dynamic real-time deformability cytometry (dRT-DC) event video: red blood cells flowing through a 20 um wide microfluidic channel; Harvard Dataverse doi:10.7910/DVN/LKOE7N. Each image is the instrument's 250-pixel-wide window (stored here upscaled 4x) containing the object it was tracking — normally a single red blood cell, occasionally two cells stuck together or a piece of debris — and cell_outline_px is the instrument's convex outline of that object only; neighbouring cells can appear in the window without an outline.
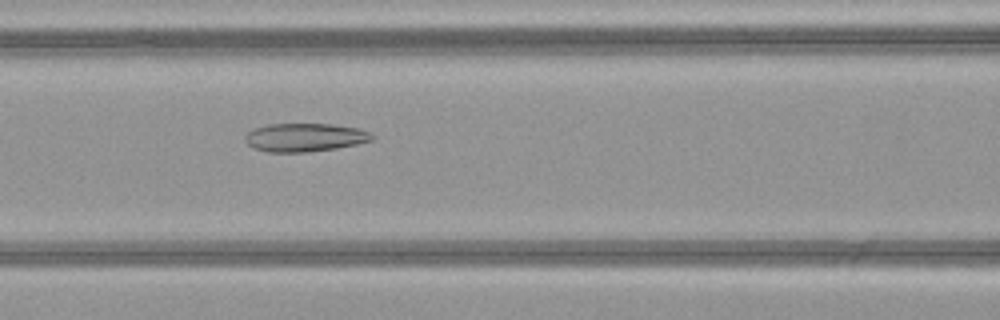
{"species": "common noctule bat (a hibernating species)", "species_latin": "Nyctalus noctula", "temperature_condition": "warm", "stored_images_in_passage": 36, "camera_frame_rate_fps": 3000, "um_per_image_px": 0.085, "animal": {"sex": "female", "body_mass_g": 21.9}, "frame": {"image": 1, "passage_image": 9, "time_ms": 2.667, "image_size_px": [1000, 320], "cell_outline_px": [[376, 136], [372, 140], [356, 144], [336, 148], [308, 152], [268, 152], [252, 148], [244, 140], [244, 136], [252, 128], [268, 124], [332, 124], [356, 128], [368, 132]], "centroid_in_image_um": [25.86, 11.68], "position_along_channel_um": 140.7, "area_um2": 21.04}}
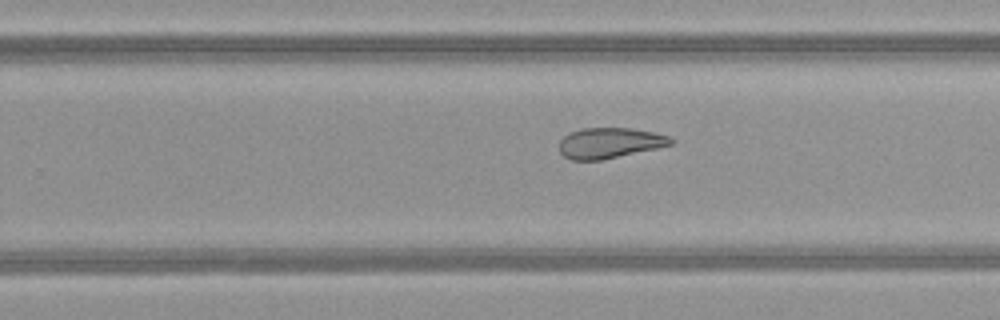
{"frame": {"image": 2, "passage_image": 19, "time_ms": 6.0, "image_size_px": [1000, 320], "cell_outline_px": [[676, 140], [672, 144], [656, 148], [600, 160], [572, 160], [564, 156], [560, 152], [560, 140], [568, 132], [580, 128], [632, 128], [652, 132], [668, 136]], "centroid_in_image_um": [51.79, 12.14], "position_along_channel_um": 278.0, "area_um2": 19.77}}
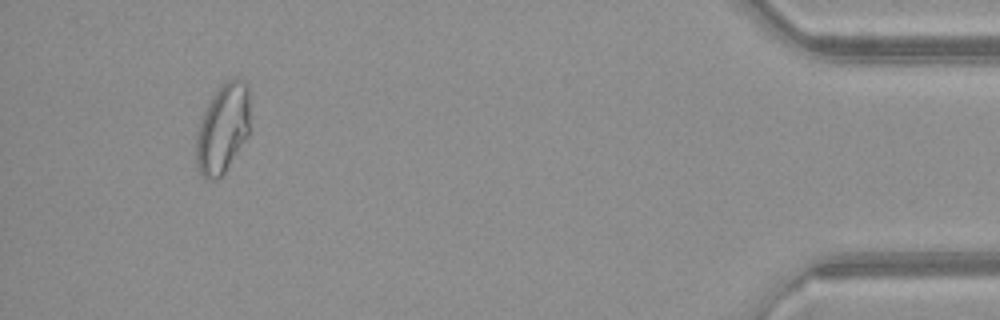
{"frame": {"image": 3, "passage_image": 34, "time_ms": 11.0, "image_size_px": [1000, 320], "cell_outline_px": [[248, 136], [224, 176], [216, 180], [204, 180], [200, 176], [196, 168], [196, 132], [200, 120], [212, 96], [220, 84], [228, 76], [240, 76], [248, 84]], "centroid_in_image_um": [18.92, 10.94], "position_along_channel_um": 416.3, "area_um2": 29.02}, "authors_computed_cell_mechanics": {"area_um2": 22.0218, "velocity_mm_per_s": 4.1247, "shape_relaxation_time_tau1_ms": null, "shape_relaxation_time_tau2_ms": 2.7526, "deformation_change_tau1": null, "deformation_change_tau2": 0.0986}}